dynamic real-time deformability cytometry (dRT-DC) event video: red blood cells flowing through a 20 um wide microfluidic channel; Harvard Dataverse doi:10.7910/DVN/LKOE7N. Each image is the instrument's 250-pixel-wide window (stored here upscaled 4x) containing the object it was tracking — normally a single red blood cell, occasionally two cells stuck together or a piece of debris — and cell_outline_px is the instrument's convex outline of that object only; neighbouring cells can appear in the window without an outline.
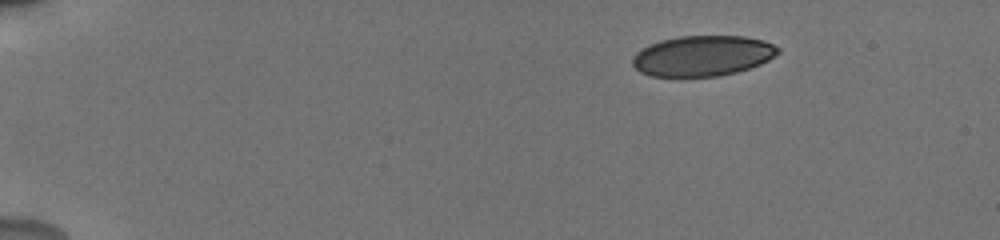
{"species": "human", "species_latin": "Homo sapiens", "temperature_condition": "cold", "stored_images_in_passage": 47, "camera_frame_rate_fps": 3000, "um_per_image_px": 0.085, "donor": {"sex": "male"}, "frame": {"image": 1, "passage_image": 1, "time_ms": 0.0, "image_size_px": [1000, 240], "cell_outline_px": [[780, 52], [768, 60], [760, 64], [736, 72], [716, 76], [680, 80], [652, 76], [640, 72], [632, 64], [632, 56], [636, 52], [648, 44], [660, 40], [680, 36], [744, 36], [764, 40], [780, 48]], "centroid_in_image_um": [59.66, 4.78], "position_along_channel_um": 25.3, "area_um2": 35.26}}
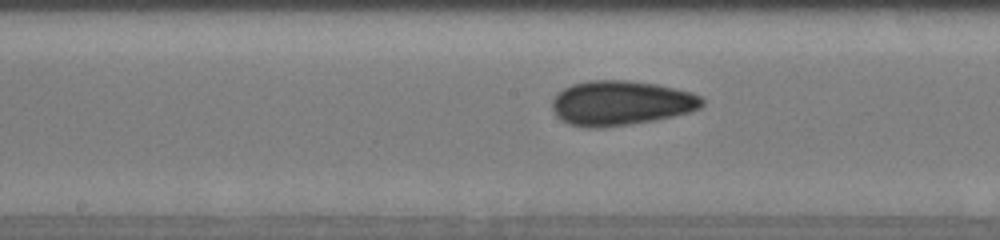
{"frame": {"image": 2, "passage_image": 23, "time_ms": 7.333, "image_size_px": [1000, 240], "cell_outline_px": [[704, 104], [700, 108], [688, 112], [656, 120], [632, 124], [600, 128], [588, 128], [568, 124], [560, 120], [556, 116], [552, 108], [552, 100], [556, 92], [572, 84], [588, 80], [628, 80], [656, 84], [692, 92], [700, 96], [704, 100]], "centroid_in_image_um": [52.74, 8.76], "position_along_channel_um": 195.5, "area_um2": 39.42}}
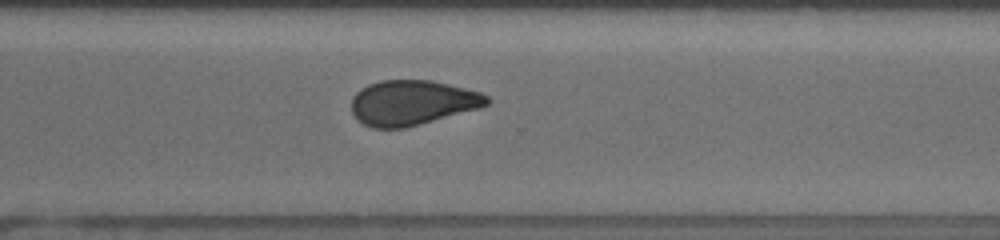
{"frame": {"image": 3, "passage_image": 34, "time_ms": 11.0, "image_size_px": [1000, 240], "cell_outline_px": [[492, 100], [488, 104], [480, 108], [420, 124], [404, 128], [372, 128], [364, 124], [352, 112], [352, 96], [360, 88], [368, 84], [380, 80], [432, 80], [480, 92], [488, 96]], "centroid_in_image_um": [35.05, 8.72], "position_along_channel_um": 335.6, "area_um2": 35.49}, "authors_computed_cell_mechanics": {"area_um2": 36.2984, "velocity_mm_per_s": 3.8342, "shape_relaxation_time_tau1_ms": 4.0479, "shape_relaxation_time_tau2_ms": 2.8494, "deformation_change_tau1": 0.0938, "deformation_change_tau2": 0.0714}}